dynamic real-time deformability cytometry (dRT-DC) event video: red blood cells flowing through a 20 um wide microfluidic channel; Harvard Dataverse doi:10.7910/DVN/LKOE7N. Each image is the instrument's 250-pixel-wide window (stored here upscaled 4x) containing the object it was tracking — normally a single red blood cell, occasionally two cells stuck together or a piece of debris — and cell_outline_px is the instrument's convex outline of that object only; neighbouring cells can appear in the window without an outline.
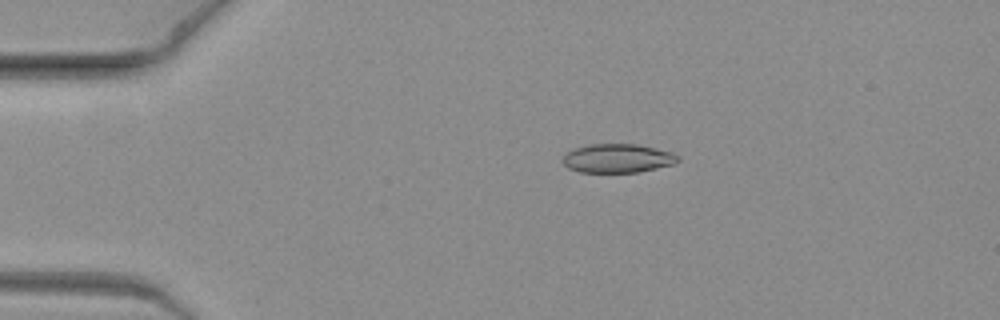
{"species": "common noctule bat (a hibernating species)", "species_latin": "Nyctalus noctula", "temperature_condition": "warm", "stored_images_in_passage": 7, "camera_frame_rate_fps": 3000, "um_per_image_px": 0.085, "animal": {"sex": "female", "body_mass_g": 19.3, "forearm_length_mm": 54.1}, "frame": {"image": 1, "passage_image": 5, "time_ms": 1.333, "image_size_px": [1000, 320], "cell_outline_px": [[680, 160], [672, 164], [656, 168], [636, 172], [580, 172], [568, 168], [564, 164], [564, 156], [572, 148], [588, 144], [636, 144], [656, 148], [672, 152], [680, 156]], "centroid_in_image_um": [52.5, 13.44], "position_along_channel_um": 32.5, "area_um2": 19.31}}